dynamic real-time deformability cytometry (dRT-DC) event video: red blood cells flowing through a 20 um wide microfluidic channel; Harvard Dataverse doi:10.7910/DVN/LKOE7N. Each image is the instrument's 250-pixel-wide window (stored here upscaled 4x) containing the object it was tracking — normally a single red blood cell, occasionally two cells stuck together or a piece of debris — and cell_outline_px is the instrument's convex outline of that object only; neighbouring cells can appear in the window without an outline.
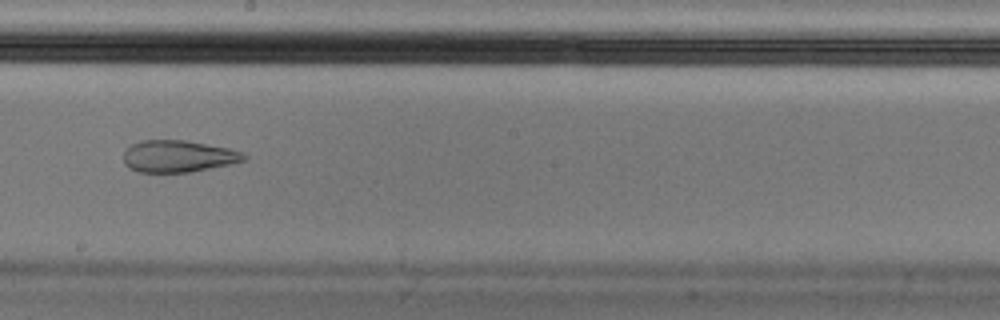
{"species": "Egyptian fruit bat (a non-hibernating species)", "species_latin": "Rousettus aegyptiacus", "temperature_condition": "cold", "stored_images_in_passage": 56, "camera_frame_rate_fps": 3000, "um_per_image_px": 0.085, "animal": {"sex": "male"}, "frame": {"image": 1, "passage_image": 32, "time_ms": 10.333, "image_size_px": [1000, 320], "cell_outline_px": [[248, 156], [244, 160], [228, 164], [192, 172], [140, 172], [128, 168], [124, 164], [124, 152], [132, 144], [140, 140], [184, 140], [228, 148], [244, 152]], "centroid_in_image_um": [15.13, 13.28], "position_along_channel_um": 233.1, "area_um2": 22.31}, "authors_computed_cell_mechanics": {"area_um2": 25.3453, "velocity_mm_per_s": 3.5868, "shape_relaxation_time_tau1_ms": null, "shape_relaxation_time_tau2_ms": 2.4174, "deformation_change_tau1": null, "deformation_change_tau2": 0.0911}}